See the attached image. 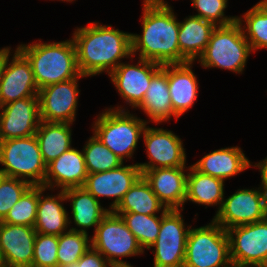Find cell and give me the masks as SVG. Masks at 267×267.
I'll return each mask as SVG.
<instances>
[{
  "label": "cell",
  "mask_w": 267,
  "mask_h": 267,
  "mask_svg": "<svg viewBox=\"0 0 267 267\" xmlns=\"http://www.w3.org/2000/svg\"><path fill=\"white\" fill-rule=\"evenodd\" d=\"M45 191L47 194H44ZM53 192V189L38 186V208L34 229L40 234L60 236L70 230L69 212L64 204L67 203L64 190H58L56 194Z\"/></svg>",
  "instance_id": "44dd1931"
},
{
  "label": "cell",
  "mask_w": 267,
  "mask_h": 267,
  "mask_svg": "<svg viewBox=\"0 0 267 267\" xmlns=\"http://www.w3.org/2000/svg\"><path fill=\"white\" fill-rule=\"evenodd\" d=\"M30 187L28 182L18 178L2 177L0 180V221Z\"/></svg>",
  "instance_id": "8d00e7d4"
},
{
  "label": "cell",
  "mask_w": 267,
  "mask_h": 267,
  "mask_svg": "<svg viewBox=\"0 0 267 267\" xmlns=\"http://www.w3.org/2000/svg\"><path fill=\"white\" fill-rule=\"evenodd\" d=\"M191 165L200 173L226 181L252 168V161L245 156L241 147L228 146L206 153Z\"/></svg>",
  "instance_id": "cb8c5ba5"
},
{
  "label": "cell",
  "mask_w": 267,
  "mask_h": 267,
  "mask_svg": "<svg viewBox=\"0 0 267 267\" xmlns=\"http://www.w3.org/2000/svg\"><path fill=\"white\" fill-rule=\"evenodd\" d=\"M227 197V198H226ZM267 217V196L259 187H243L230 196H224L219 212L213 220L223 229L251 224Z\"/></svg>",
  "instance_id": "8fae6325"
},
{
  "label": "cell",
  "mask_w": 267,
  "mask_h": 267,
  "mask_svg": "<svg viewBox=\"0 0 267 267\" xmlns=\"http://www.w3.org/2000/svg\"><path fill=\"white\" fill-rule=\"evenodd\" d=\"M77 267H112L104 256L90 247L77 261Z\"/></svg>",
  "instance_id": "74e56055"
},
{
  "label": "cell",
  "mask_w": 267,
  "mask_h": 267,
  "mask_svg": "<svg viewBox=\"0 0 267 267\" xmlns=\"http://www.w3.org/2000/svg\"><path fill=\"white\" fill-rule=\"evenodd\" d=\"M58 267H77V262L68 265H59Z\"/></svg>",
  "instance_id": "f6af8a7d"
},
{
  "label": "cell",
  "mask_w": 267,
  "mask_h": 267,
  "mask_svg": "<svg viewBox=\"0 0 267 267\" xmlns=\"http://www.w3.org/2000/svg\"><path fill=\"white\" fill-rule=\"evenodd\" d=\"M142 8V33H131L132 55L160 65L180 64L179 20L174 7L142 4Z\"/></svg>",
  "instance_id": "7a4b0ae2"
},
{
  "label": "cell",
  "mask_w": 267,
  "mask_h": 267,
  "mask_svg": "<svg viewBox=\"0 0 267 267\" xmlns=\"http://www.w3.org/2000/svg\"><path fill=\"white\" fill-rule=\"evenodd\" d=\"M34 227L0 221V255L4 267H32Z\"/></svg>",
  "instance_id": "ac0fdd59"
},
{
  "label": "cell",
  "mask_w": 267,
  "mask_h": 267,
  "mask_svg": "<svg viewBox=\"0 0 267 267\" xmlns=\"http://www.w3.org/2000/svg\"><path fill=\"white\" fill-rule=\"evenodd\" d=\"M167 210L152 191L150 184L141 176L113 211L156 215L164 214Z\"/></svg>",
  "instance_id": "f1b7e54d"
},
{
  "label": "cell",
  "mask_w": 267,
  "mask_h": 267,
  "mask_svg": "<svg viewBox=\"0 0 267 267\" xmlns=\"http://www.w3.org/2000/svg\"><path fill=\"white\" fill-rule=\"evenodd\" d=\"M0 267H4L3 266V261H2L1 255H0Z\"/></svg>",
  "instance_id": "c3c4849f"
},
{
  "label": "cell",
  "mask_w": 267,
  "mask_h": 267,
  "mask_svg": "<svg viewBox=\"0 0 267 267\" xmlns=\"http://www.w3.org/2000/svg\"><path fill=\"white\" fill-rule=\"evenodd\" d=\"M91 247L101 253L112 267H134L124 258L143 255L134 234L122 217L110 210L91 236Z\"/></svg>",
  "instance_id": "8992f818"
},
{
  "label": "cell",
  "mask_w": 267,
  "mask_h": 267,
  "mask_svg": "<svg viewBox=\"0 0 267 267\" xmlns=\"http://www.w3.org/2000/svg\"><path fill=\"white\" fill-rule=\"evenodd\" d=\"M229 0H191L195 16L210 21L216 26H227L237 21V16L225 14Z\"/></svg>",
  "instance_id": "e575fe53"
},
{
  "label": "cell",
  "mask_w": 267,
  "mask_h": 267,
  "mask_svg": "<svg viewBox=\"0 0 267 267\" xmlns=\"http://www.w3.org/2000/svg\"><path fill=\"white\" fill-rule=\"evenodd\" d=\"M226 231L231 262L256 267L267 258V217Z\"/></svg>",
  "instance_id": "5bb4252c"
},
{
  "label": "cell",
  "mask_w": 267,
  "mask_h": 267,
  "mask_svg": "<svg viewBox=\"0 0 267 267\" xmlns=\"http://www.w3.org/2000/svg\"><path fill=\"white\" fill-rule=\"evenodd\" d=\"M91 247V235L68 230L58 236L57 261L59 265L77 262Z\"/></svg>",
  "instance_id": "d6a6232c"
},
{
  "label": "cell",
  "mask_w": 267,
  "mask_h": 267,
  "mask_svg": "<svg viewBox=\"0 0 267 267\" xmlns=\"http://www.w3.org/2000/svg\"><path fill=\"white\" fill-rule=\"evenodd\" d=\"M72 125L74 124L40 121L35 136L46 164L73 147Z\"/></svg>",
  "instance_id": "83f0119b"
},
{
  "label": "cell",
  "mask_w": 267,
  "mask_h": 267,
  "mask_svg": "<svg viewBox=\"0 0 267 267\" xmlns=\"http://www.w3.org/2000/svg\"><path fill=\"white\" fill-rule=\"evenodd\" d=\"M260 7H262L265 11H267V0H259L257 3Z\"/></svg>",
  "instance_id": "b9f144b4"
},
{
  "label": "cell",
  "mask_w": 267,
  "mask_h": 267,
  "mask_svg": "<svg viewBox=\"0 0 267 267\" xmlns=\"http://www.w3.org/2000/svg\"><path fill=\"white\" fill-rule=\"evenodd\" d=\"M79 75L74 79L51 84L39 90L40 120L44 122L71 123L76 121L78 111Z\"/></svg>",
  "instance_id": "4fadbf2b"
},
{
  "label": "cell",
  "mask_w": 267,
  "mask_h": 267,
  "mask_svg": "<svg viewBox=\"0 0 267 267\" xmlns=\"http://www.w3.org/2000/svg\"><path fill=\"white\" fill-rule=\"evenodd\" d=\"M142 176L137 163L122 164L120 167L100 172L88 174L83 187L91 193L99 202L104 198L113 199L109 210H114L122 201L125 193Z\"/></svg>",
  "instance_id": "9a60e30c"
},
{
  "label": "cell",
  "mask_w": 267,
  "mask_h": 267,
  "mask_svg": "<svg viewBox=\"0 0 267 267\" xmlns=\"http://www.w3.org/2000/svg\"><path fill=\"white\" fill-rule=\"evenodd\" d=\"M225 267H249L247 265H242V264H237V263H234V262H230L227 266Z\"/></svg>",
  "instance_id": "7bdbcfd3"
},
{
  "label": "cell",
  "mask_w": 267,
  "mask_h": 267,
  "mask_svg": "<svg viewBox=\"0 0 267 267\" xmlns=\"http://www.w3.org/2000/svg\"><path fill=\"white\" fill-rule=\"evenodd\" d=\"M82 151L88 174L109 171L125 163L93 133L85 142Z\"/></svg>",
  "instance_id": "4dcf8cb0"
},
{
  "label": "cell",
  "mask_w": 267,
  "mask_h": 267,
  "mask_svg": "<svg viewBox=\"0 0 267 267\" xmlns=\"http://www.w3.org/2000/svg\"><path fill=\"white\" fill-rule=\"evenodd\" d=\"M64 194L66 202L71 201L69 205L71 207V216L69 214L70 230L89 234L88 230L93 228L94 233L103 217L110 210L103 207L102 203L83 186L66 189Z\"/></svg>",
  "instance_id": "7402d4cb"
},
{
  "label": "cell",
  "mask_w": 267,
  "mask_h": 267,
  "mask_svg": "<svg viewBox=\"0 0 267 267\" xmlns=\"http://www.w3.org/2000/svg\"><path fill=\"white\" fill-rule=\"evenodd\" d=\"M15 50L11 48V46L1 47L0 48V81L6 66V63L9 59V56L11 53H13Z\"/></svg>",
  "instance_id": "ab89813d"
},
{
  "label": "cell",
  "mask_w": 267,
  "mask_h": 267,
  "mask_svg": "<svg viewBox=\"0 0 267 267\" xmlns=\"http://www.w3.org/2000/svg\"><path fill=\"white\" fill-rule=\"evenodd\" d=\"M57 250L58 236L37 233L32 267H58Z\"/></svg>",
  "instance_id": "d590c367"
},
{
  "label": "cell",
  "mask_w": 267,
  "mask_h": 267,
  "mask_svg": "<svg viewBox=\"0 0 267 267\" xmlns=\"http://www.w3.org/2000/svg\"><path fill=\"white\" fill-rule=\"evenodd\" d=\"M188 167L156 168L142 176L166 209H183L187 194Z\"/></svg>",
  "instance_id": "d6986e66"
},
{
  "label": "cell",
  "mask_w": 267,
  "mask_h": 267,
  "mask_svg": "<svg viewBox=\"0 0 267 267\" xmlns=\"http://www.w3.org/2000/svg\"><path fill=\"white\" fill-rule=\"evenodd\" d=\"M40 121L39 97L0 106V141L35 135Z\"/></svg>",
  "instance_id": "2e32d148"
},
{
  "label": "cell",
  "mask_w": 267,
  "mask_h": 267,
  "mask_svg": "<svg viewBox=\"0 0 267 267\" xmlns=\"http://www.w3.org/2000/svg\"><path fill=\"white\" fill-rule=\"evenodd\" d=\"M145 113L147 123L162 124L179 117L173 112L171 96L168 89V64L151 78L150 85L145 92L142 103L136 108Z\"/></svg>",
  "instance_id": "d4e9b609"
},
{
  "label": "cell",
  "mask_w": 267,
  "mask_h": 267,
  "mask_svg": "<svg viewBox=\"0 0 267 267\" xmlns=\"http://www.w3.org/2000/svg\"><path fill=\"white\" fill-rule=\"evenodd\" d=\"M252 167L259 170L261 177L259 186L267 196V156L259 162H252Z\"/></svg>",
  "instance_id": "f35d334b"
},
{
  "label": "cell",
  "mask_w": 267,
  "mask_h": 267,
  "mask_svg": "<svg viewBox=\"0 0 267 267\" xmlns=\"http://www.w3.org/2000/svg\"><path fill=\"white\" fill-rule=\"evenodd\" d=\"M244 36L253 53L267 49V11L257 3L242 15L237 16Z\"/></svg>",
  "instance_id": "f546056e"
},
{
  "label": "cell",
  "mask_w": 267,
  "mask_h": 267,
  "mask_svg": "<svg viewBox=\"0 0 267 267\" xmlns=\"http://www.w3.org/2000/svg\"><path fill=\"white\" fill-rule=\"evenodd\" d=\"M195 62L168 64V89L173 112L180 118L197 101L199 80L193 71Z\"/></svg>",
  "instance_id": "603a6c76"
},
{
  "label": "cell",
  "mask_w": 267,
  "mask_h": 267,
  "mask_svg": "<svg viewBox=\"0 0 267 267\" xmlns=\"http://www.w3.org/2000/svg\"><path fill=\"white\" fill-rule=\"evenodd\" d=\"M16 48L27 58L40 89L78 77L76 49L72 38L59 42L20 43Z\"/></svg>",
  "instance_id": "3957f363"
},
{
  "label": "cell",
  "mask_w": 267,
  "mask_h": 267,
  "mask_svg": "<svg viewBox=\"0 0 267 267\" xmlns=\"http://www.w3.org/2000/svg\"><path fill=\"white\" fill-rule=\"evenodd\" d=\"M224 196V180L200 173L189 165L185 204L192 202L198 206H205V209L216 206V215L222 206Z\"/></svg>",
  "instance_id": "4316f807"
},
{
  "label": "cell",
  "mask_w": 267,
  "mask_h": 267,
  "mask_svg": "<svg viewBox=\"0 0 267 267\" xmlns=\"http://www.w3.org/2000/svg\"><path fill=\"white\" fill-rule=\"evenodd\" d=\"M135 114L130 113V109L120 111L105 107L91 125L92 133L124 162L134 157L148 124L146 118Z\"/></svg>",
  "instance_id": "277c9868"
},
{
  "label": "cell",
  "mask_w": 267,
  "mask_h": 267,
  "mask_svg": "<svg viewBox=\"0 0 267 267\" xmlns=\"http://www.w3.org/2000/svg\"><path fill=\"white\" fill-rule=\"evenodd\" d=\"M231 262L229 237L213 219L200 227L191 226L183 267H225Z\"/></svg>",
  "instance_id": "ba28073f"
},
{
  "label": "cell",
  "mask_w": 267,
  "mask_h": 267,
  "mask_svg": "<svg viewBox=\"0 0 267 267\" xmlns=\"http://www.w3.org/2000/svg\"><path fill=\"white\" fill-rule=\"evenodd\" d=\"M3 176H4L3 171L0 169V180L2 179Z\"/></svg>",
  "instance_id": "7dc6e473"
},
{
  "label": "cell",
  "mask_w": 267,
  "mask_h": 267,
  "mask_svg": "<svg viewBox=\"0 0 267 267\" xmlns=\"http://www.w3.org/2000/svg\"><path fill=\"white\" fill-rule=\"evenodd\" d=\"M215 28L214 23L194 14L186 16L182 21L179 20L180 64L196 62L201 57Z\"/></svg>",
  "instance_id": "484cf974"
},
{
  "label": "cell",
  "mask_w": 267,
  "mask_h": 267,
  "mask_svg": "<svg viewBox=\"0 0 267 267\" xmlns=\"http://www.w3.org/2000/svg\"><path fill=\"white\" fill-rule=\"evenodd\" d=\"M125 221L128 229L134 234L143 250L156 241L163 214L145 215L130 212H115Z\"/></svg>",
  "instance_id": "1f68e13d"
},
{
  "label": "cell",
  "mask_w": 267,
  "mask_h": 267,
  "mask_svg": "<svg viewBox=\"0 0 267 267\" xmlns=\"http://www.w3.org/2000/svg\"><path fill=\"white\" fill-rule=\"evenodd\" d=\"M50 1V0H49ZM51 1H55V0H51ZM56 1H62V2H67V3H73L75 2L76 0H56Z\"/></svg>",
  "instance_id": "bcb514c9"
},
{
  "label": "cell",
  "mask_w": 267,
  "mask_h": 267,
  "mask_svg": "<svg viewBox=\"0 0 267 267\" xmlns=\"http://www.w3.org/2000/svg\"><path fill=\"white\" fill-rule=\"evenodd\" d=\"M0 165L6 177L18 178L31 186H44L47 164L35 135L1 140Z\"/></svg>",
  "instance_id": "52a82bcc"
},
{
  "label": "cell",
  "mask_w": 267,
  "mask_h": 267,
  "mask_svg": "<svg viewBox=\"0 0 267 267\" xmlns=\"http://www.w3.org/2000/svg\"><path fill=\"white\" fill-rule=\"evenodd\" d=\"M87 176L83 151L71 147L47 164L44 187L54 191L82 187Z\"/></svg>",
  "instance_id": "ffe728a7"
},
{
  "label": "cell",
  "mask_w": 267,
  "mask_h": 267,
  "mask_svg": "<svg viewBox=\"0 0 267 267\" xmlns=\"http://www.w3.org/2000/svg\"><path fill=\"white\" fill-rule=\"evenodd\" d=\"M38 93L30 62L15 48L0 81V106L26 97H38Z\"/></svg>",
  "instance_id": "e0dca14e"
},
{
  "label": "cell",
  "mask_w": 267,
  "mask_h": 267,
  "mask_svg": "<svg viewBox=\"0 0 267 267\" xmlns=\"http://www.w3.org/2000/svg\"><path fill=\"white\" fill-rule=\"evenodd\" d=\"M256 267H267V258H265L259 265Z\"/></svg>",
  "instance_id": "ee69618b"
},
{
  "label": "cell",
  "mask_w": 267,
  "mask_h": 267,
  "mask_svg": "<svg viewBox=\"0 0 267 267\" xmlns=\"http://www.w3.org/2000/svg\"><path fill=\"white\" fill-rule=\"evenodd\" d=\"M147 162L138 163L141 173L156 168L187 167L186 148L182 140L171 130L150 127L147 124L143 132Z\"/></svg>",
  "instance_id": "7c38bea8"
},
{
  "label": "cell",
  "mask_w": 267,
  "mask_h": 267,
  "mask_svg": "<svg viewBox=\"0 0 267 267\" xmlns=\"http://www.w3.org/2000/svg\"><path fill=\"white\" fill-rule=\"evenodd\" d=\"M183 209H168L161 218L156 241L147 250L154 255L153 267H183L191 224L183 218ZM152 248V249H151Z\"/></svg>",
  "instance_id": "9c48e42d"
},
{
  "label": "cell",
  "mask_w": 267,
  "mask_h": 267,
  "mask_svg": "<svg viewBox=\"0 0 267 267\" xmlns=\"http://www.w3.org/2000/svg\"><path fill=\"white\" fill-rule=\"evenodd\" d=\"M252 53L242 27L236 21L227 26H216L197 63L203 69L217 68L242 75Z\"/></svg>",
  "instance_id": "5b68a950"
},
{
  "label": "cell",
  "mask_w": 267,
  "mask_h": 267,
  "mask_svg": "<svg viewBox=\"0 0 267 267\" xmlns=\"http://www.w3.org/2000/svg\"><path fill=\"white\" fill-rule=\"evenodd\" d=\"M92 21L72 33L77 65L81 75L109 76L124 59L132 56L131 32H124L111 24Z\"/></svg>",
  "instance_id": "6da1fadb"
},
{
  "label": "cell",
  "mask_w": 267,
  "mask_h": 267,
  "mask_svg": "<svg viewBox=\"0 0 267 267\" xmlns=\"http://www.w3.org/2000/svg\"><path fill=\"white\" fill-rule=\"evenodd\" d=\"M38 208V186H31L1 221L13 225L34 227Z\"/></svg>",
  "instance_id": "836d02e7"
},
{
  "label": "cell",
  "mask_w": 267,
  "mask_h": 267,
  "mask_svg": "<svg viewBox=\"0 0 267 267\" xmlns=\"http://www.w3.org/2000/svg\"><path fill=\"white\" fill-rule=\"evenodd\" d=\"M133 55L129 58L131 62H121L109 75L116 93L123 98L126 105L107 107L114 110L128 111L129 108L136 110L142 103L151 78L161 69L162 65L136 57L137 63L133 62ZM133 62V63H132ZM132 63V64H130ZM129 108H128V106Z\"/></svg>",
  "instance_id": "30bf717a"
},
{
  "label": "cell",
  "mask_w": 267,
  "mask_h": 267,
  "mask_svg": "<svg viewBox=\"0 0 267 267\" xmlns=\"http://www.w3.org/2000/svg\"><path fill=\"white\" fill-rule=\"evenodd\" d=\"M142 4L152 7H173L171 4H168L167 0H143Z\"/></svg>",
  "instance_id": "60d3db41"
}]
</instances>
